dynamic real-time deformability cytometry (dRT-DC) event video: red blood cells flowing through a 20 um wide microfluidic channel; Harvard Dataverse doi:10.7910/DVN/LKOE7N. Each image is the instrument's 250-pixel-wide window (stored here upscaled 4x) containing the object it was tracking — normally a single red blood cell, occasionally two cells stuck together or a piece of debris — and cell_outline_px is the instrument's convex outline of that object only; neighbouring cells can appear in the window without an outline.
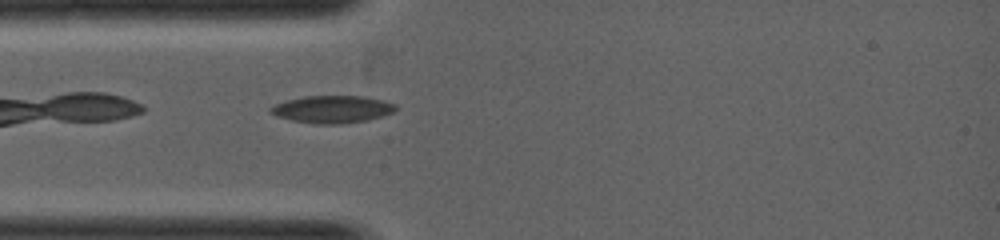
{"species": "common noctule bat (a hibernating species)", "species_latin": "Nyctalus noctula", "temperature_condition": "warm", "stored_images_in_passage": 1, "camera_frame_rate_fps": 5000, "um_per_image_px": 0.085, "animal": {"sex": "female", "body_mass_g": 19.0, "forearm_length_mm": 53.3}, "frame": {"image": 1, "passage_image": 1, "time_ms": 0.0, "image_size_px": [1000, 240], "cell_outline_px": [[400, 108], [392, 112], [368, 120], [340, 124], [316, 124], [292, 120], [276, 116], [268, 112], [268, 108], [276, 104], [288, 100], [304, 96], [364, 96], [384, 100], [396, 104]], "centroid_in_image_um": [28.26, 9.28], "position_along_channel_um": 56.7, "area_um2": 20.06}}